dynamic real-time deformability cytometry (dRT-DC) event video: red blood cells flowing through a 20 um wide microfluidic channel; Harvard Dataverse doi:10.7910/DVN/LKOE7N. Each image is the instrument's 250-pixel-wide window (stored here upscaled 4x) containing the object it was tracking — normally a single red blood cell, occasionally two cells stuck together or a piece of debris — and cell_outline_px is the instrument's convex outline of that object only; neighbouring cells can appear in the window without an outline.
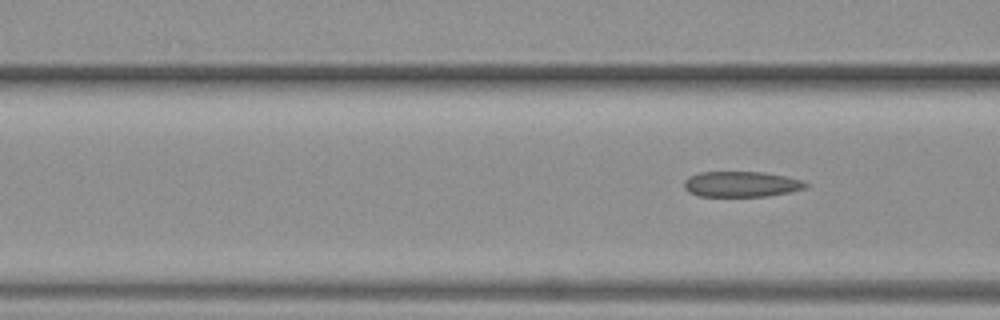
{"species": "common noctule bat (a hibernating species)", "species_latin": "Nyctalus noctula", "temperature_condition": "warm", "stored_images_in_passage": 3, "camera_frame_rate_fps": 3000, "um_per_image_px": 0.085, "animal": {"sex": "female", "body_mass_g": 19.3, "forearm_length_mm": 54.1}, "frame": {"image": 1, "passage_image": 3, "time_ms": 2.667, "image_size_px": [1000, 320], "cell_outline_px": [[808, 184], [804, 188], [788, 192], [768, 196], [696, 196], [688, 192], [684, 188], [684, 180], [688, 176], [700, 172], [764, 172], [784, 176], [800, 180]], "centroid_in_image_um": [62.93, 15.65], "position_along_channel_um": 103.7, "area_um2": 18.03}}